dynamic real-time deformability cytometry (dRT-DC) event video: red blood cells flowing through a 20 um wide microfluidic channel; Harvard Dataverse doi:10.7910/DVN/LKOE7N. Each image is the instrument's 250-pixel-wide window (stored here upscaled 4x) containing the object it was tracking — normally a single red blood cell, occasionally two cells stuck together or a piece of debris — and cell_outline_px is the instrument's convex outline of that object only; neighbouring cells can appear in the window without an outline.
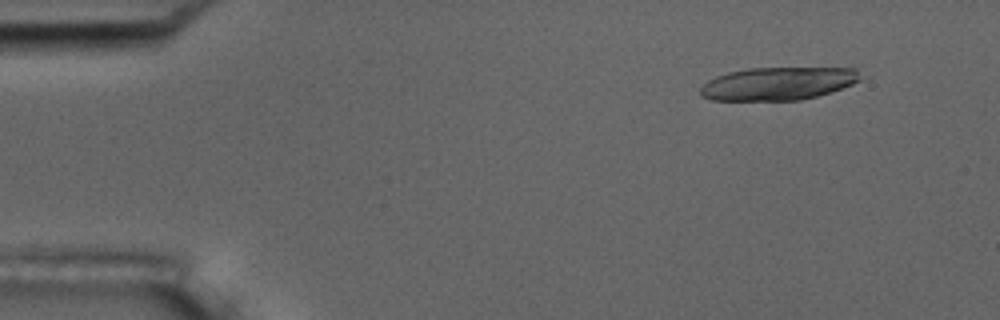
{"species": "common noctule bat (a hibernating species)", "species_latin": "Nyctalus noctula", "temperature_condition": "room temperature", "stored_images_in_passage": 5, "camera_frame_rate_fps": 3000, "um_per_image_px": 0.085, "animal": {"sex": "male", "body_mass_g": 17.5, "forearm_length_mm": 52.3}, "frame": {"image": 1, "passage_image": 2, "time_ms": 1.0, "image_size_px": [1000, 320], "cell_outline_px": [[860, 80], [852, 84], [816, 96], [800, 100], [712, 100], [704, 96], [700, 92], [700, 88], [708, 80], [716, 76], [728, 72], [748, 68], [856, 68]], "centroid_in_image_um": [66.09, 7.1], "position_along_channel_um": 18.9, "area_um2": 30.35}}